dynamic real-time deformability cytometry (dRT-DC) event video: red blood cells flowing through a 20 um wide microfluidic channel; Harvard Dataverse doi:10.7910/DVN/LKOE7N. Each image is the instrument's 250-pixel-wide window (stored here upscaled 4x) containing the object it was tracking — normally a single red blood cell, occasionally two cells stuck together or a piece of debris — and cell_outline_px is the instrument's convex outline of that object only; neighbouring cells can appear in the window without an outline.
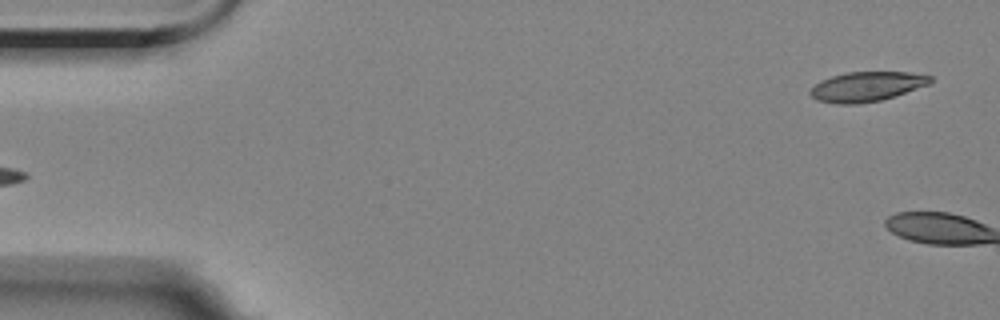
{"species": "Egyptian fruit bat (a non-hibernating species)", "species_latin": "Rousettus aegyptiacus", "temperature_condition": "room temperature", "stored_images_in_passage": 4, "segment_of_instrument_passage": [2, 2], "camera_frame_rate_fps": 3000, "um_per_image_px": 0.085, "animal": {"sex": "female"}, "frame": {"image": 1, "passage_image": 4, "time_ms": 4.333, "image_size_px": [1000, 320], "cell_outline_px": [[932, 84], [880, 100], [856, 104], [836, 104], [816, 100], [808, 92], [820, 80], [832, 76], [848, 72], [908, 72], [932, 76]], "centroid_in_image_um": [73.67, 7.36], "position_along_channel_um": 11.3, "area_um2": 20.75}}